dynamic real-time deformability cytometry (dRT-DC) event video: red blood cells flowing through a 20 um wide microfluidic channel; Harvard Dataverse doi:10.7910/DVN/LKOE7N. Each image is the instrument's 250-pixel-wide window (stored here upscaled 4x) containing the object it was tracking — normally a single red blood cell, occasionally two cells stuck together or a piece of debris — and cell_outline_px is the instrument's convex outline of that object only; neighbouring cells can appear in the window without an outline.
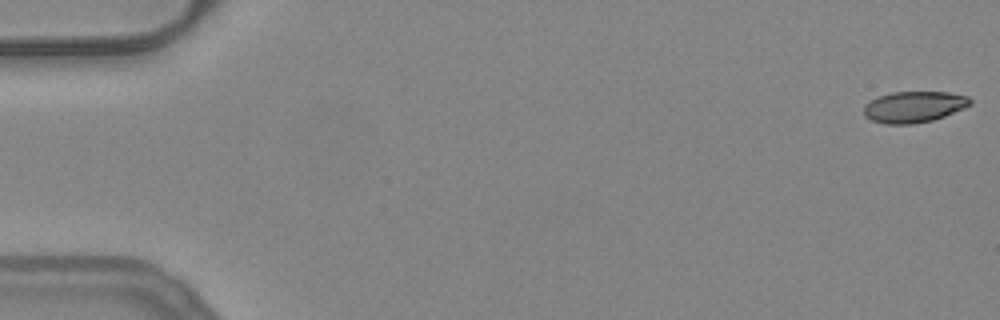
{"species": "common noctule bat (a hibernating species)", "species_latin": "Nyctalus noctula", "temperature_condition": "warm", "stored_images_in_passage": 53, "camera_frame_rate_fps": 3000, "um_per_image_px": 0.085, "animal": {"sex": "female", "body_mass_g": 24.6, "forearm_length_mm": 56.2}, "frame": {"image": 1, "passage_image": 1, "time_ms": 0.0, "image_size_px": [1000, 320], "cell_outline_px": [[972, 104], [964, 108], [944, 116], [932, 120], [912, 124], [884, 124], [872, 120], [864, 116], [864, 104], [880, 96], [892, 92], [948, 92], [968, 96], [972, 100]], "centroid_in_image_um": [77.69, 9.08], "position_along_channel_um": 7.3, "area_um2": 19.31}}
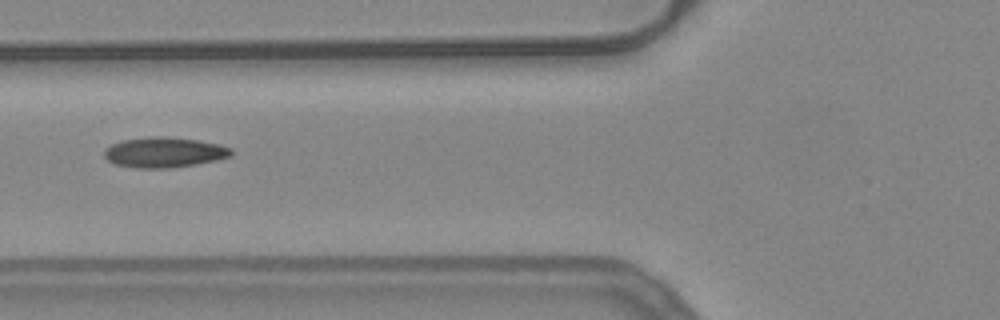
{"frame": {"image": 2, "passage_image": 21, "time_ms": 6.667, "image_size_px": [1000, 320], "cell_outline_px": [[232, 156], [216, 160], [196, 164], [168, 168], [136, 168], [116, 164], [108, 160], [104, 156], [104, 148], [112, 144], [124, 140], [148, 136], [160, 136], [200, 140], [220, 144], [232, 148]], "centroid_in_image_um": [13.97, 12.94], "position_along_channel_um": 111.8, "area_um2": 22.48}}
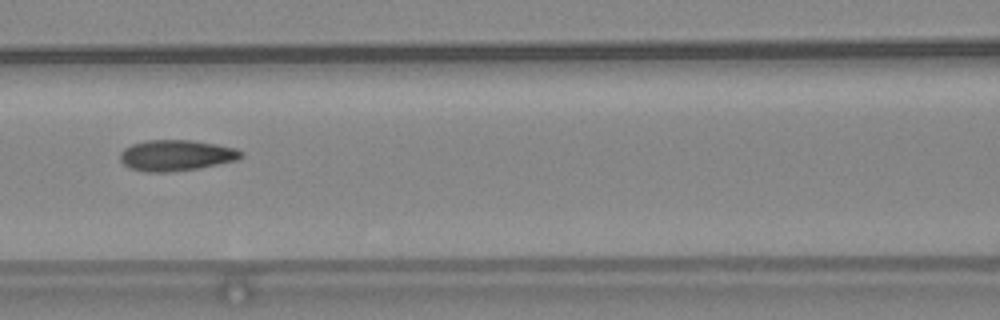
{"frame": {"image": 3, "passage_image": 24, "time_ms": 7.667, "image_size_px": [1000, 320], "cell_outline_px": [[244, 156], [240, 160], [200, 168], [168, 172], [144, 172], [128, 168], [120, 160], [120, 152], [124, 148], [132, 144], [148, 140], [192, 140], [216, 144], [236, 148], [244, 152]], "centroid_in_image_um": [15.01, 13.21], "position_along_channel_um": 151.6, "area_um2": 22.14}, "authors_computed_cell_mechanics": {"area_um2": 21.097, "velocity_mm_per_s": 3.9276, "shape_relaxation_time_tau1_ms": 11.1509, "shape_relaxation_time_tau2_ms": 1.5254, "deformation_change_tau1": 0.2755, "deformation_change_tau2": 0.0696}}